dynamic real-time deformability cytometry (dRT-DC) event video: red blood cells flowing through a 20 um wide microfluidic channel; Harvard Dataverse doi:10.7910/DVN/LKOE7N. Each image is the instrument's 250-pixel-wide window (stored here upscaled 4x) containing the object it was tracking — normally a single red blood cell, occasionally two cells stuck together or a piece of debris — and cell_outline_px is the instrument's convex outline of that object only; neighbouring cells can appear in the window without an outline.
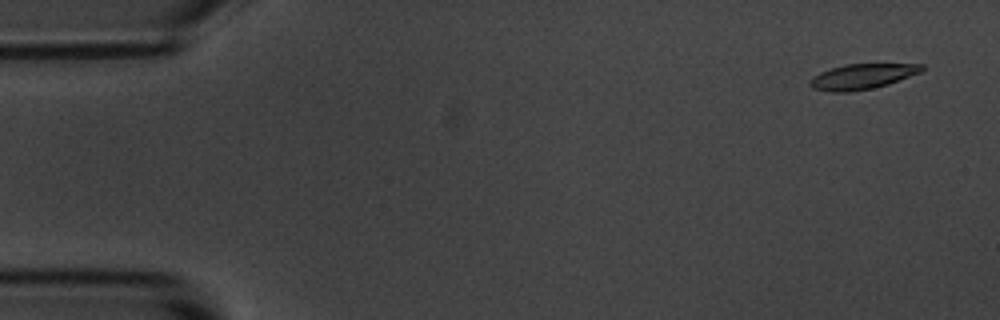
{"species": "common noctule bat (a hibernating species)", "species_latin": "Nyctalus noctula", "temperature_condition": "room temperature", "stored_images_in_passage": 3, "camera_frame_rate_fps": 3000, "um_per_image_px": 0.085, "animal": {"sex": "male", "body_mass_g": 20.1, "forearm_length_mm": 53.5}, "frame": {"image": 1, "passage_image": 1, "time_ms": 0.0, "image_size_px": [1000, 320], "cell_outline_px": [[924, 68], [920, 72], [888, 84], [872, 88], [848, 92], [832, 92], [812, 88], [808, 84], [808, 80], [812, 76], [820, 72], [844, 64], [924, 64]], "centroid_in_image_um": [73.23, 6.5], "position_along_channel_um": 11.8, "area_um2": 16.42}}